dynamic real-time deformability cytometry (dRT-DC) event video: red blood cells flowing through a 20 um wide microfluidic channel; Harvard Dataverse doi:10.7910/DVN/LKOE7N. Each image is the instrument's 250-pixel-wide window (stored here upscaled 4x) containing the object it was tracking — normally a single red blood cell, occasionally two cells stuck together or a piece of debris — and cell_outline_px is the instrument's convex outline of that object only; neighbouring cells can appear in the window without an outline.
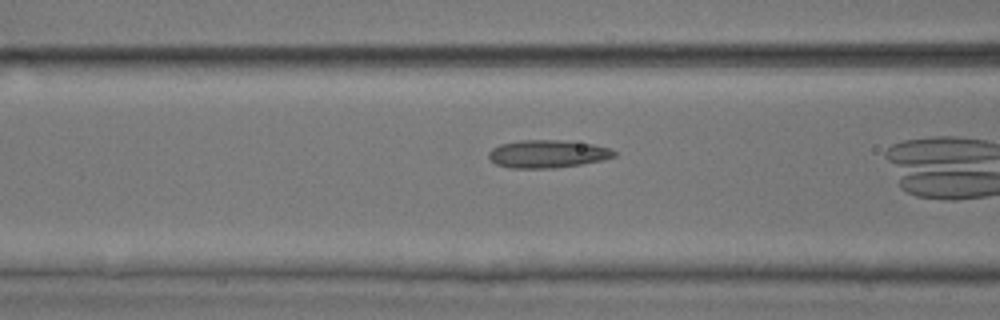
{"species": "common noctule bat (a hibernating species)", "species_latin": "Nyctalus noctula", "temperature_condition": "room temperature", "stored_images_in_passage": 6, "camera_frame_rate_fps": 3000, "um_per_image_px": 0.085, "animal": {"sex": "male", "body_mass_g": 17.9, "forearm_length_mm": 54.2}, "frame": {"image": 1, "passage_image": 4, "time_ms": 1.0, "image_size_px": [1000, 320], "cell_outline_px": [[616, 156], [604, 160], [556, 168], [508, 168], [496, 164], [488, 156], [488, 152], [492, 148], [500, 144], [520, 140], [564, 140], [592, 144], [608, 148], [616, 152]], "centroid_in_image_um": [46.53, 13.08], "position_along_channel_um": 120.1, "area_um2": 20.4}}